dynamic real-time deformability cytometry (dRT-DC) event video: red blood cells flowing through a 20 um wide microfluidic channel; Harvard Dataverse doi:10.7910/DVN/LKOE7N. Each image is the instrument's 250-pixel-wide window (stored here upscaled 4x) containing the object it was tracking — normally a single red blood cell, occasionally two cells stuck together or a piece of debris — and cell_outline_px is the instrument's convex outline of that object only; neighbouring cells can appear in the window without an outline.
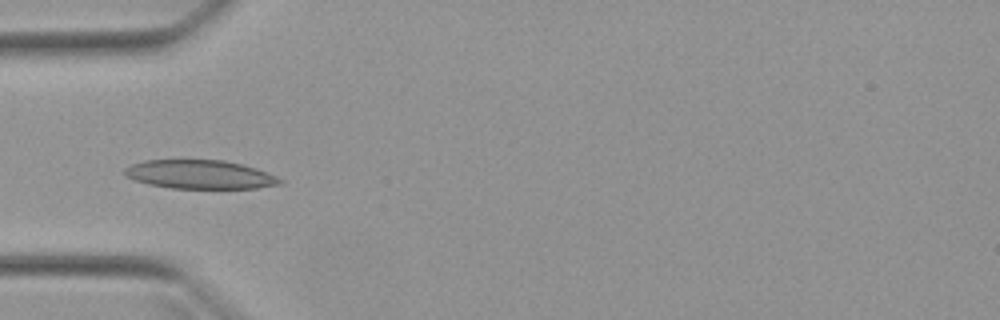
{"species": "Egyptian fruit bat (a non-hibernating species)", "species_latin": "Rousettus aegyptiacus", "temperature_condition": "warm", "stored_images_in_passage": 22, "camera_frame_rate_fps": 3000, "um_per_image_px": 0.085, "animal": {"sex": "female"}, "frame": {"image": 1, "passage_image": 12, "time_ms": 3.667, "image_size_px": [1000, 320], "cell_outline_px": [[284, 180], [280, 184], [256, 188], [172, 188], [148, 184], [124, 176], [124, 168], [132, 164], [144, 160], [224, 160], [244, 164], [256, 168], [276, 176]], "centroid_in_image_um": [16.99, 14.82], "position_along_channel_um": 68.0, "area_um2": 26.01}}
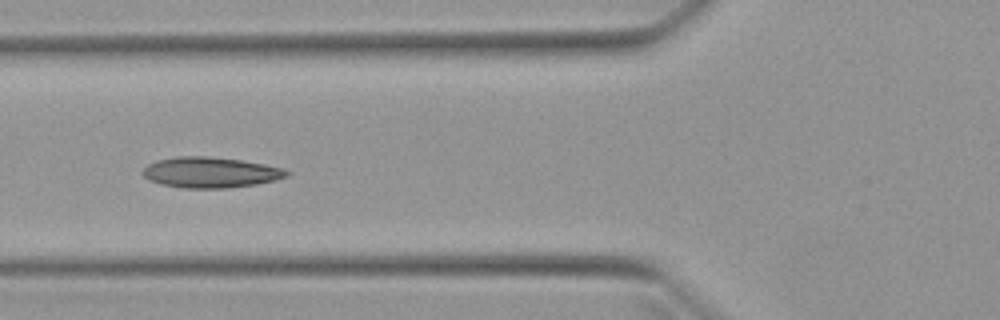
{"frame": {"image": 2, "passage_image": 15, "time_ms": 4.667, "image_size_px": [1000, 320], "cell_outline_px": [[292, 172], [288, 176], [256, 184], [224, 188], [184, 188], [160, 184], [148, 180], [140, 172], [148, 164], [156, 160], [176, 156], [208, 156], [240, 160], [264, 164], [284, 168]], "centroid_in_image_um": [17.86, 14.65], "position_along_channel_um": 107.9, "area_um2": 25.78}}